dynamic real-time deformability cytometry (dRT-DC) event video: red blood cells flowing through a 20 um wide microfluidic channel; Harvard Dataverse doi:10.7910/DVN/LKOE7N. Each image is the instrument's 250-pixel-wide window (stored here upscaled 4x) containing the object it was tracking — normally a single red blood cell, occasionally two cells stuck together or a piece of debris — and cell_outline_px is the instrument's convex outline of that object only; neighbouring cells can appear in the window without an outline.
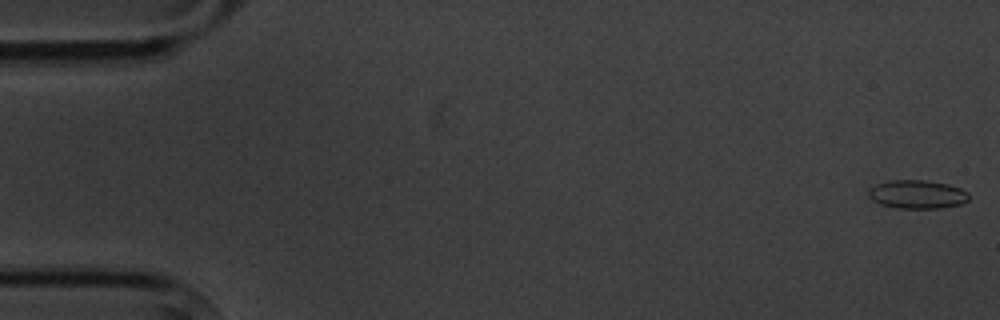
{"species": "common noctule bat (a hibernating species)", "species_latin": "Nyctalus noctula", "temperature_condition": "cold", "stored_images_in_passage": 9, "camera_frame_rate_fps": 3000, "um_per_image_px": 0.085, "animal": {"sex": "male", "body_mass_g": 20.1, "forearm_length_mm": 53.5}, "frame": {"image": 1, "passage_image": 1, "time_ms": 0.0, "image_size_px": [1000, 320], "cell_outline_px": [[968, 200], [960, 204], [940, 208], [896, 208], [880, 204], [872, 200], [868, 196], [868, 188], [876, 184], [888, 180], [924, 180], [948, 184], [960, 188], [968, 192]], "centroid_in_image_um": [77.92, 16.51], "position_along_channel_um": 7.1, "area_um2": 16.76}}
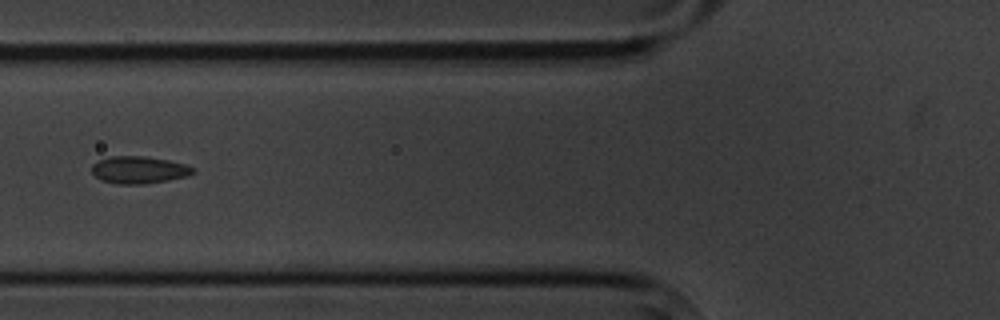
{"frame": {"image": 2, "passage_image": 7, "time_ms": 7.0, "image_size_px": [1000, 320], "cell_outline_px": [[196, 172], [188, 176], [168, 180], [144, 184], [116, 184], [100, 180], [92, 172], [92, 164], [100, 160], [112, 156], [144, 156], [168, 160], [184, 164], [196, 168]], "centroid_in_image_um": [11.83, 14.45], "position_along_channel_um": 114.0, "area_um2": 16.13}}
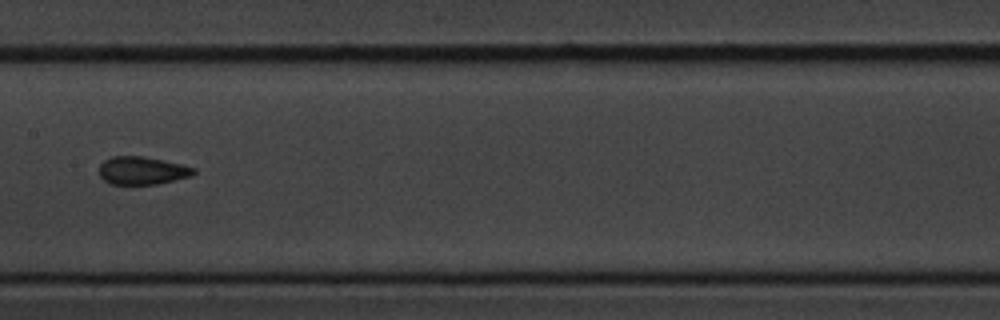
{"frame": {"image": 3, "passage_image": 9, "time_ms": 9.333, "image_size_px": [1000, 320], "cell_outline_px": [[196, 172], [192, 176], [156, 184], [108, 184], [100, 176], [100, 164], [104, 160], [112, 156], [144, 156], [180, 164], [196, 168]], "centroid_in_image_um": [12.08, 14.5], "position_along_channel_um": 195.3, "area_um2": 15.37}}